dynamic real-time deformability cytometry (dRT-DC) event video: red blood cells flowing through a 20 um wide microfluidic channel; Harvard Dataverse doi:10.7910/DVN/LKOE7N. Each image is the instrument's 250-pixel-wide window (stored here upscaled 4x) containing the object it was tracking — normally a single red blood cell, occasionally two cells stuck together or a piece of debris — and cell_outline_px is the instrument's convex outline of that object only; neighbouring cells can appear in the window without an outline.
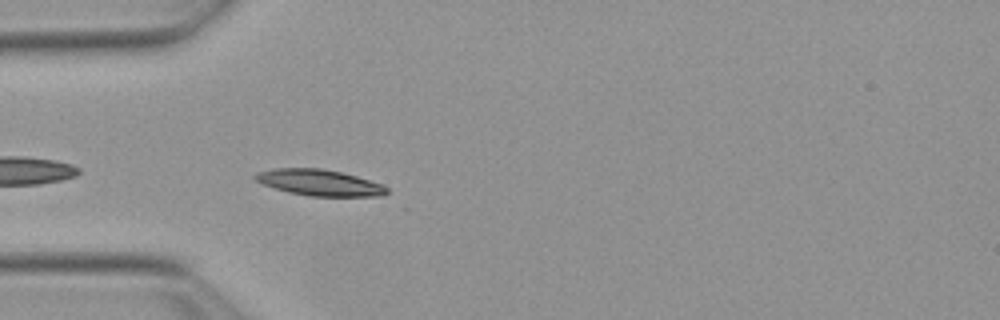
{"species": "Egyptian fruit bat (a non-hibernating species)", "species_latin": "Rousettus aegyptiacus", "temperature_condition": "warm", "stored_images_in_passage": 6, "camera_frame_rate_fps": 3000, "um_per_image_px": 0.085, "animal": {"sex": "female"}, "frame": {"image": 1, "passage_image": 3, "time_ms": 0.667, "image_size_px": [1000, 320], "cell_outline_px": [[388, 192], [384, 196], [308, 196], [288, 192], [264, 184], [256, 180], [252, 176], [260, 172], [272, 168], [320, 168], [340, 172], [356, 176], [380, 184], [388, 188]], "centroid_in_image_um": [27.15, 15.52], "position_along_channel_um": 57.8, "area_um2": 19.83}}